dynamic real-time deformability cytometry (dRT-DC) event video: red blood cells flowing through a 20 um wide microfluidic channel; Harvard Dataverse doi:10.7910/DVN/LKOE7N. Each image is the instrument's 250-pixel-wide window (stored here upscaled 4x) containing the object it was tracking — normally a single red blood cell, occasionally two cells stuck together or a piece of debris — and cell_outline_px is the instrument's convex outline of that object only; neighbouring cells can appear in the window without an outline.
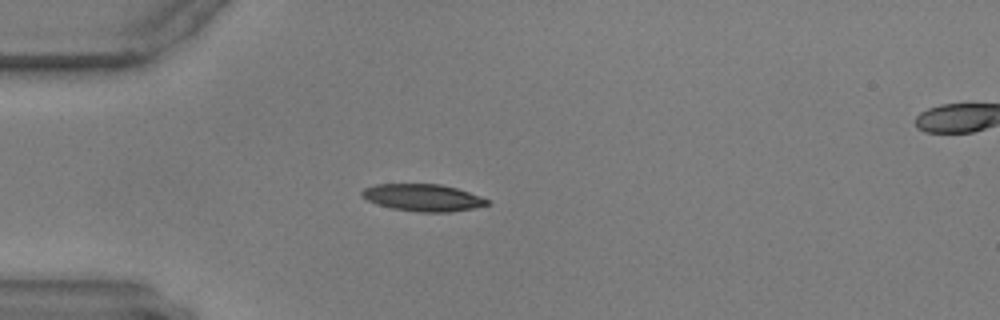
{"species": "common noctule bat (a hibernating species)", "species_latin": "Nyctalus noctula", "temperature_condition": "warm", "stored_images_in_passage": 43, "camera_frame_rate_fps": 3000, "um_per_image_px": 0.085, "animal": {"sex": "male", "body_mass_g": 17.9, "forearm_length_mm": 54.2}, "frame": {"image": 1, "passage_image": 1, "time_ms": 0.0, "image_size_px": [1000, 320], "cell_outline_px": [[492, 204], [452, 212], [420, 212], [392, 208], [376, 204], [360, 196], [360, 192], [364, 188], [376, 184], [440, 184], [456, 188], [480, 196], [488, 200]], "centroid_in_image_um": [35.93, 16.8], "position_along_channel_um": 49.1, "area_um2": 19.77}}
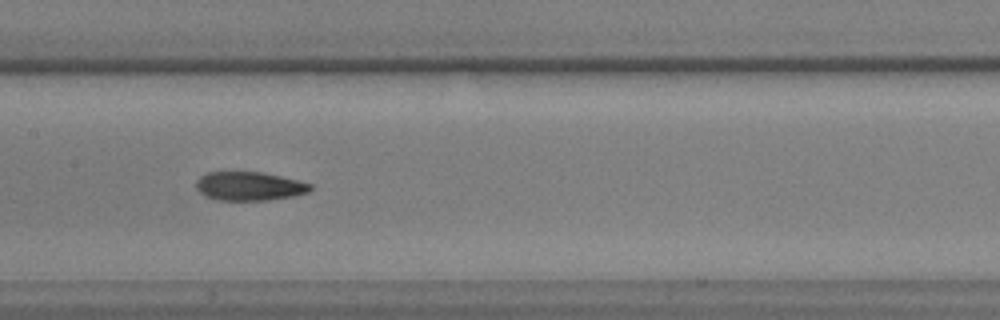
{"frame": {"image": 2, "passage_image": 14, "time_ms": 4.333, "image_size_px": [1000, 320], "cell_outline_px": [[312, 188], [308, 192], [296, 196], [268, 200], [220, 200], [204, 196], [196, 188], [196, 180], [200, 176], [208, 172], [264, 172], [312, 184]], "centroid_in_image_um": [21.19, 15.83], "position_along_channel_um": 186.2, "area_um2": 19.19}}
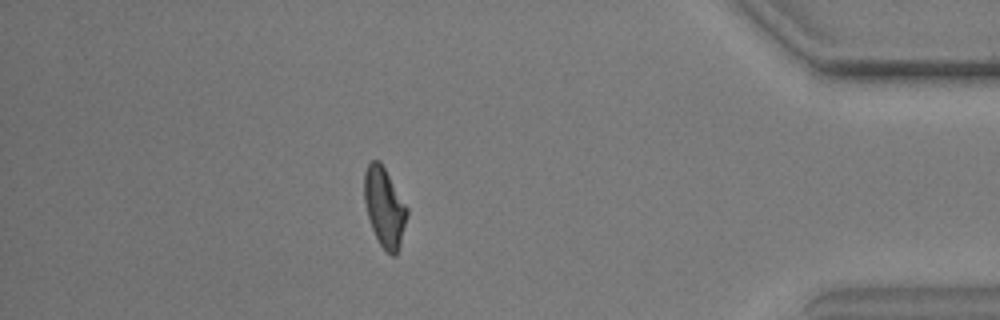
{"frame": {"image": 3, "passage_image": 36, "time_ms": 11.667, "image_size_px": [1000, 320], "cell_outline_px": [[408, 216], [400, 248], [396, 256], [392, 256], [380, 244], [372, 228], [368, 216], [364, 200], [364, 172], [368, 164], [372, 160], [380, 160], [408, 208]], "centroid_in_image_um": [32.7, 17.62], "position_along_channel_um": 402.5, "area_um2": 19.83}}